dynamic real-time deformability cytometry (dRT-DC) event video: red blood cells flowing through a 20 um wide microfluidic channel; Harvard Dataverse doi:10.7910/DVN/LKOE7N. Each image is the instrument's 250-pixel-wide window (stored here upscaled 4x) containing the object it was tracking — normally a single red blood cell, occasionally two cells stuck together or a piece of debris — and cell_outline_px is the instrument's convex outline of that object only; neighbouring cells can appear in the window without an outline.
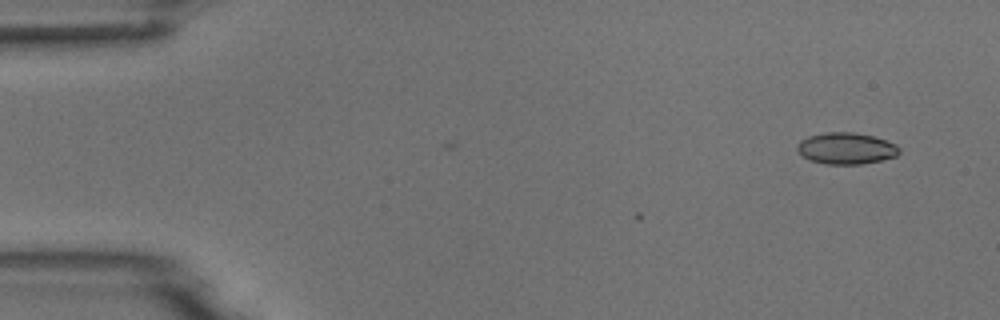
{"species": "common noctule bat (a hibernating species)", "species_latin": "Nyctalus noctula", "temperature_condition": "room temperature", "stored_images_in_passage": 2, "camera_frame_rate_fps": 3000, "um_per_image_px": 0.085, "animal": {"sex": "male", "body_mass_g": 18.8}, "frame": {"image": 1, "passage_image": 2, "time_ms": 1.333, "image_size_px": [1000, 320], "cell_outline_px": [[900, 152], [896, 156], [880, 160], [860, 164], [824, 164], [808, 160], [796, 148], [796, 144], [800, 140], [808, 136], [824, 132], [852, 132], [872, 136], [896, 144], [900, 148]], "centroid_in_image_um": [71.89, 12.61], "position_along_channel_um": 13.1, "area_um2": 18.73}}